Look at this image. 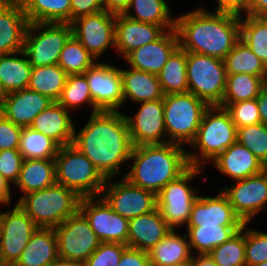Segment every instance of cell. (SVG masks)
Returning a JSON list of instances; mask_svg holds the SVG:
<instances>
[{
  "label": "cell",
  "instance_id": "1",
  "mask_svg": "<svg viewBox=\"0 0 267 266\" xmlns=\"http://www.w3.org/2000/svg\"><path fill=\"white\" fill-rule=\"evenodd\" d=\"M89 117L79 132L75 128L72 145L106 179L114 178L121 174V164L129 162L133 149L127 119L119 111L105 110L92 113Z\"/></svg>",
  "mask_w": 267,
  "mask_h": 266
},
{
  "label": "cell",
  "instance_id": "2",
  "mask_svg": "<svg viewBox=\"0 0 267 266\" xmlns=\"http://www.w3.org/2000/svg\"><path fill=\"white\" fill-rule=\"evenodd\" d=\"M179 47L224 60L240 39V16L196 8L176 17Z\"/></svg>",
  "mask_w": 267,
  "mask_h": 266
},
{
  "label": "cell",
  "instance_id": "3",
  "mask_svg": "<svg viewBox=\"0 0 267 266\" xmlns=\"http://www.w3.org/2000/svg\"><path fill=\"white\" fill-rule=\"evenodd\" d=\"M176 143L133 146L130 170L123 176L132 185L156 195L191 166L187 149ZM133 164V165H132Z\"/></svg>",
  "mask_w": 267,
  "mask_h": 266
},
{
  "label": "cell",
  "instance_id": "4",
  "mask_svg": "<svg viewBox=\"0 0 267 266\" xmlns=\"http://www.w3.org/2000/svg\"><path fill=\"white\" fill-rule=\"evenodd\" d=\"M236 134L237 129L229 112L219 105L209 106L203 114L194 140L189 145L195 153L187 150L190 166L205 169L206 163L213 161L236 142Z\"/></svg>",
  "mask_w": 267,
  "mask_h": 266
},
{
  "label": "cell",
  "instance_id": "5",
  "mask_svg": "<svg viewBox=\"0 0 267 266\" xmlns=\"http://www.w3.org/2000/svg\"><path fill=\"white\" fill-rule=\"evenodd\" d=\"M81 199L75 191L55 183L21 196L16 204L38 227L55 228L80 210Z\"/></svg>",
  "mask_w": 267,
  "mask_h": 266
},
{
  "label": "cell",
  "instance_id": "6",
  "mask_svg": "<svg viewBox=\"0 0 267 266\" xmlns=\"http://www.w3.org/2000/svg\"><path fill=\"white\" fill-rule=\"evenodd\" d=\"M54 160L56 183L75 191L81 198L101 195L107 179L74 145L59 147Z\"/></svg>",
  "mask_w": 267,
  "mask_h": 266
},
{
  "label": "cell",
  "instance_id": "7",
  "mask_svg": "<svg viewBox=\"0 0 267 266\" xmlns=\"http://www.w3.org/2000/svg\"><path fill=\"white\" fill-rule=\"evenodd\" d=\"M164 124L167 143L190 145L209 105L190 92L164 95Z\"/></svg>",
  "mask_w": 267,
  "mask_h": 266
},
{
  "label": "cell",
  "instance_id": "8",
  "mask_svg": "<svg viewBox=\"0 0 267 266\" xmlns=\"http://www.w3.org/2000/svg\"><path fill=\"white\" fill-rule=\"evenodd\" d=\"M186 76L188 92L209 106L221 104L227 81L224 60L187 52Z\"/></svg>",
  "mask_w": 267,
  "mask_h": 266
},
{
  "label": "cell",
  "instance_id": "9",
  "mask_svg": "<svg viewBox=\"0 0 267 266\" xmlns=\"http://www.w3.org/2000/svg\"><path fill=\"white\" fill-rule=\"evenodd\" d=\"M71 36L70 23H28L23 51L32 67L58 64L60 53Z\"/></svg>",
  "mask_w": 267,
  "mask_h": 266
},
{
  "label": "cell",
  "instance_id": "10",
  "mask_svg": "<svg viewBox=\"0 0 267 266\" xmlns=\"http://www.w3.org/2000/svg\"><path fill=\"white\" fill-rule=\"evenodd\" d=\"M203 171L204 168L191 166L178 179L169 182L157 194V208L172 229L181 225L187 226L193 203L199 197L198 190L192 189L189 182Z\"/></svg>",
  "mask_w": 267,
  "mask_h": 266
},
{
  "label": "cell",
  "instance_id": "11",
  "mask_svg": "<svg viewBox=\"0 0 267 266\" xmlns=\"http://www.w3.org/2000/svg\"><path fill=\"white\" fill-rule=\"evenodd\" d=\"M53 229L59 258L83 264L101 243L80 210Z\"/></svg>",
  "mask_w": 267,
  "mask_h": 266
},
{
  "label": "cell",
  "instance_id": "12",
  "mask_svg": "<svg viewBox=\"0 0 267 266\" xmlns=\"http://www.w3.org/2000/svg\"><path fill=\"white\" fill-rule=\"evenodd\" d=\"M117 180L108 178L100 195L114 212L130 220L157 208L155 193L132 185L124 177Z\"/></svg>",
  "mask_w": 267,
  "mask_h": 266
},
{
  "label": "cell",
  "instance_id": "13",
  "mask_svg": "<svg viewBox=\"0 0 267 266\" xmlns=\"http://www.w3.org/2000/svg\"><path fill=\"white\" fill-rule=\"evenodd\" d=\"M116 14L105 10L73 20L72 35L97 60L109 47L115 48Z\"/></svg>",
  "mask_w": 267,
  "mask_h": 266
},
{
  "label": "cell",
  "instance_id": "14",
  "mask_svg": "<svg viewBox=\"0 0 267 266\" xmlns=\"http://www.w3.org/2000/svg\"><path fill=\"white\" fill-rule=\"evenodd\" d=\"M39 227L27 213L14 204V207L3 211L0 233V258L5 266L14 265L20 258L32 234Z\"/></svg>",
  "mask_w": 267,
  "mask_h": 266
},
{
  "label": "cell",
  "instance_id": "15",
  "mask_svg": "<svg viewBox=\"0 0 267 266\" xmlns=\"http://www.w3.org/2000/svg\"><path fill=\"white\" fill-rule=\"evenodd\" d=\"M235 183L230 187L224 186L221 191L241 220L251 223L267 205V168Z\"/></svg>",
  "mask_w": 267,
  "mask_h": 266
},
{
  "label": "cell",
  "instance_id": "16",
  "mask_svg": "<svg viewBox=\"0 0 267 266\" xmlns=\"http://www.w3.org/2000/svg\"><path fill=\"white\" fill-rule=\"evenodd\" d=\"M80 211L101 242L127 245L129 220L114 212L101 196L82 198Z\"/></svg>",
  "mask_w": 267,
  "mask_h": 266
},
{
  "label": "cell",
  "instance_id": "17",
  "mask_svg": "<svg viewBox=\"0 0 267 266\" xmlns=\"http://www.w3.org/2000/svg\"><path fill=\"white\" fill-rule=\"evenodd\" d=\"M94 104L102 111H118L123 105L120 68L96 62L85 73Z\"/></svg>",
  "mask_w": 267,
  "mask_h": 266
},
{
  "label": "cell",
  "instance_id": "18",
  "mask_svg": "<svg viewBox=\"0 0 267 266\" xmlns=\"http://www.w3.org/2000/svg\"><path fill=\"white\" fill-rule=\"evenodd\" d=\"M125 117L133 146L167 143L163 98L141 102L134 116Z\"/></svg>",
  "mask_w": 267,
  "mask_h": 266
},
{
  "label": "cell",
  "instance_id": "19",
  "mask_svg": "<svg viewBox=\"0 0 267 266\" xmlns=\"http://www.w3.org/2000/svg\"><path fill=\"white\" fill-rule=\"evenodd\" d=\"M216 196H199L193 203L186 227L243 226L226 195L219 189Z\"/></svg>",
  "mask_w": 267,
  "mask_h": 266
},
{
  "label": "cell",
  "instance_id": "20",
  "mask_svg": "<svg viewBox=\"0 0 267 266\" xmlns=\"http://www.w3.org/2000/svg\"><path fill=\"white\" fill-rule=\"evenodd\" d=\"M166 31L162 25L143 23L124 14H116L115 51L125 58L131 51L154 42Z\"/></svg>",
  "mask_w": 267,
  "mask_h": 266
},
{
  "label": "cell",
  "instance_id": "21",
  "mask_svg": "<svg viewBox=\"0 0 267 266\" xmlns=\"http://www.w3.org/2000/svg\"><path fill=\"white\" fill-rule=\"evenodd\" d=\"M178 47L179 40L176 30H167L154 42L131 51L124 60L133 69L157 75Z\"/></svg>",
  "mask_w": 267,
  "mask_h": 266
},
{
  "label": "cell",
  "instance_id": "22",
  "mask_svg": "<svg viewBox=\"0 0 267 266\" xmlns=\"http://www.w3.org/2000/svg\"><path fill=\"white\" fill-rule=\"evenodd\" d=\"M53 100L28 88L6 94L0 104V113L17 126L30 127L34 118Z\"/></svg>",
  "mask_w": 267,
  "mask_h": 266
},
{
  "label": "cell",
  "instance_id": "23",
  "mask_svg": "<svg viewBox=\"0 0 267 266\" xmlns=\"http://www.w3.org/2000/svg\"><path fill=\"white\" fill-rule=\"evenodd\" d=\"M173 230L158 208L129 220L127 246L149 252Z\"/></svg>",
  "mask_w": 267,
  "mask_h": 266
},
{
  "label": "cell",
  "instance_id": "24",
  "mask_svg": "<svg viewBox=\"0 0 267 266\" xmlns=\"http://www.w3.org/2000/svg\"><path fill=\"white\" fill-rule=\"evenodd\" d=\"M27 26L23 7L10 0H0V56L23 50Z\"/></svg>",
  "mask_w": 267,
  "mask_h": 266
},
{
  "label": "cell",
  "instance_id": "25",
  "mask_svg": "<svg viewBox=\"0 0 267 266\" xmlns=\"http://www.w3.org/2000/svg\"><path fill=\"white\" fill-rule=\"evenodd\" d=\"M212 163L219 173L228 176L233 181L243 180L266 169L248 148L237 141L211 161Z\"/></svg>",
  "mask_w": 267,
  "mask_h": 266
},
{
  "label": "cell",
  "instance_id": "26",
  "mask_svg": "<svg viewBox=\"0 0 267 266\" xmlns=\"http://www.w3.org/2000/svg\"><path fill=\"white\" fill-rule=\"evenodd\" d=\"M33 130L45 134L60 147L72 144L75 125L69 110L53 101L39 113L30 126Z\"/></svg>",
  "mask_w": 267,
  "mask_h": 266
},
{
  "label": "cell",
  "instance_id": "27",
  "mask_svg": "<svg viewBox=\"0 0 267 266\" xmlns=\"http://www.w3.org/2000/svg\"><path fill=\"white\" fill-rule=\"evenodd\" d=\"M129 68H120L124 104L129 99L138 105L141 102L164 98L165 94L156 74Z\"/></svg>",
  "mask_w": 267,
  "mask_h": 266
},
{
  "label": "cell",
  "instance_id": "28",
  "mask_svg": "<svg viewBox=\"0 0 267 266\" xmlns=\"http://www.w3.org/2000/svg\"><path fill=\"white\" fill-rule=\"evenodd\" d=\"M58 258L53 228H38L13 266H50Z\"/></svg>",
  "mask_w": 267,
  "mask_h": 266
},
{
  "label": "cell",
  "instance_id": "29",
  "mask_svg": "<svg viewBox=\"0 0 267 266\" xmlns=\"http://www.w3.org/2000/svg\"><path fill=\"white\" fill-rule=\"evenodd\" d=\"M56 183L54 159H24L21 165L19 177L14 185L22 196L48 188Z\"/></svg>",
  "mask_w": 267,
  "mask_h": 266
},
{
  "label": "cell",
  "instance_id": "30",
  "mask_svg": "<svg viewBox=\"0 0 267 266\" xmlns=\"http://www.w3.org/2000/svg\"><path fill=\"white\" fill-rule=\"evenodd\" d=\"M31 70L32 65L23 50L1 55L0 85L3 94L6 95L28 88Z\"/></svg>",
  "mask_w": 267,
  "mask_h": 266
},
{
  "label": "cell",
  "instance_id": "31",
  "mask_svg": "<svg viewBox=\"0 0 267 266\" xmlns=\"http://www.w3.org/2000/svg\"><path fill=\"white\" fill-rule=\"evenodd\" d=\"M175 229L163 238L149 252L151 266H172L192 258L187 234L181 236Z\"/></svg>",
  "mask_w": 267,
  "mask_h": 266
},
{
  "label": "cell",
  "instance_id": "32",
  "mask_svg": "<svg viewBox=\"0 0 267 266\" xmlns=\"http://www.w3.org/2000/svg\"><path fill=\"white\" fill-rule=\"evenodd\" d=\"M123 14L135 21L162 25L166 30L175 29L176 16L171 15L166 0H130L129 7Z\"/></svg>",
  "mask_w": 267,
  "mask_h": 266
},
{
  "label": "cell",
  "instance_id": "33",
  "mask_svg": "<svg viewBox=\"0 0 267 266\" xmlns=\"http://www.w3.org/2000/svg\"><path fill=\"white\" fill-rule=\"evenodd\" d=\"M243 226L187 227V237L194 255L208 254L235 235ZM194 249V250H193Z\"/></svg>",
  "mask_w": 267,
  "mask_h": 266
},
{
  "label": "cell",
  "instance_id": "34",
  "mask_svg": "<svg viewBox=\"0 0 267 266\" xmlns=\"http://www.w3.org/2000/svg\"><path fill=\"white\" fill-rule=\"evenodd\" d=\"M23 8L28 23H71V0H30Z\"/></svg>",
  "mask_w": 267,
  "mask_h": 266
},
{
  "label": "cell",
  "instance_id": "35",
  "mask_svg": "<svg viewBox=\"0 0 267 266\" xmlns=\"http://www.w3.org/2000/svg\"><path fill=\"white\" fill-rule=\"evenodd\" d=\"M186 64L187 52L178 47L157 74L165 95L188 92Z\"/></svg>",
  "mask_w": 267,
  "mask_h": 266
},
{
  "label": "cell",
  "instance_id": "36",
  "mask_svg": "<svg viewBox=\"0 0 267 266\" xmlns=\"http://www.w3.org/2000/svg\"><path fill=\"white\" fill-rule=\"evenodd\" d=\"M68 74L58 65L32 67L28 89L57 101L61 95Z\"/></svg>",
  "mask_w": 267,
  "mask_h": 266
},
{
  "label": "cell",
  "instance_id": "37",
  "mask_svg": "<svg viewBox=\"0 0 267 266\" xmlns=\"http://www.w3.org/2000/svg\"><path fill=\"white\" fill-rule=\"evenodd\" d=\"M224 63L227 74H251L261 77L267 83V67L241 39L226 55Z\"/></svg>",
  "mask_w": 267,
  "mask_h": 266
},
{
  "label": "cell",
  "instance_id": "38",
  "mask_svg": "<svg viewBox=\"0 0 267 266\" xmlns=\"http://www.w3.org/2000/svg\"><path fill=\"white\" fill-rule=\"evenodd\" d=\"M267 83L258 76L246 73L227 74L226 89L219 106L255 99Z\"/></svg>",
  "mask_w": 267,
  "mask_h": 266
},
{
  "label": "cell",
  "instance_id": "39",
  "mask_svg": "<svg viewBox=\"0 0 267 266\" xmlns=\"http://www.w3.org/2000/svg\"><path fill=\"white\" fill-rule=\"evenodd\" d=\"M240 39L267 67V18L240 16Z\"/></svg>",
  "mask_w": 267,
  "mask_h": 266
},
{
  "label": "cell",
  "instance_id": "40",
  "mask_svg": "<svg viewBox=\"0 0 267 266\" xmlns=\"http://www.w3.org/2000/svg\"><path fill=\"white\" fill-rule=\"evenodd\" d=\"M59 145L50 137L33 130L22 128L18 150L23 159H55Z\"/></svg>",
  "mask_w": 267,
  "mask_h": 266
},
{
  "label": "cell",
  "instance_id": "41",
  "mask_svg": "<svg viewBox=\"0 0 267 266\" xmlns=\"http://www.w3.org/2000/svg\"><path fill=\"white\" fill-rule=\"evenodd\" d=\"M57 102L69 111L76 110L86 103L92 108L90 114L101 111L93 102L84 73L68 75L65 87Z\"/></svg>",
  "mask_w": 267,
  "mask_h": 266
},
{
  "label": "cell",
  "instance_id": "42",
  "mask_svg": "<svg viewBox=\"0 0 267 266\" xmlns=\"http://www.w3.org/2000/svg\"><path fill=\"white\" fill-rule=\"evenodd\" d=\"M96 59L72 35L63 47L58 65L68 74H83L96 63Z\"/></svg>",
  "mask_w": 267,
  "mask_h": 266
},
{
  "label": "cell",
  "instance_id": "43",
  "mask_svg": "<svg viewBox=\"0 0 267 266\" xmlns=\"http://www.w3.org/2000/svg\"><path fill=\"white\" fill-rule=\"evenodd\" d=\"M208 255L218 266H246L245 223L235 235L215 247Z\"/></svg>",
  "mask_w": 267,
  "mask_h": 266
},
{
  "label": "cell",
  "instance_id": "44",
  "mask_svg": "<svg viewBox=\"0 0 267 266\" xmlns=\"http://www.w3.org/2000/svg\"><path fill=\"white\" fill-rule=\"evenodd\" d=\"M236 141L248 148L267 168V125L258 123L237 128Z\"/></svg>",
  "mask_w": 267,
  "mask_h": 266
},
{
  "label": "cell",
  "instance_id": "45",
  "mask_svg": "<svg viewBox=\"0 0 267 266\" xmlns=\"http://www.w3.org/2000/svg\"><path fill=\"white\" fill-rule=\"evenodd\" d=\"M248 224L245 223V261L246 266H253L267 261V233L251 229Z\"/></svg>",
  "mask_w": 267,
  "mask_h": 266
},
{
  "label": "cell",
  "instance_id": "46",
  "mask_svg": "<svg viewBox=\"0 0 267 266\" xmlns=\"http://www.w3.org/2000/svg\"><path fill=\"white\" fill-rule=\"evenodd\" d=\"M225 109L237 128L261 123L257 99L228 104Z\"/></svg>",
  "mask_w": 267,
  "mask_h": 266
},
{
  "label": "cell",
  "instance_id": "47",
  "mask_svg": "<svg viewBox=\"0 0 267 266\" xmlns=\"http://www.w3.org/2000/svg\"><path fill=\"white\" fill-rule=\"evenodd\" d=\"M127 245L101 242L82 266H117Z\"/></svg>",
  "mask_w": 267,
  "mask_h": 266
},
{
  "label": "cell",
  "instance_id": "48",
  "mask_svg": "<svg viewBox=\"0 0 267 266\" xmlns=\"http://www.w3.org/2000/svg\"><path fill=\"white\" fill-rule=\"evenodd\" d=\"M23 160L18 149L0 150V174L12 185L19 177Z\"/></svg>",
  "mask_w": 267,
  "mask_h": 266
},
{
  "label": "cell",
  "instance_id": "49",
  "mask_svg": "<svg viewBox=\"0 0 267 266\" xmlns=\"http://www.w3.org/2000/svg\"><path fill=\"white\" fill-rule=\"evenodd\" d=\"M22 127L7 120L0 113V150L18 149Z\"/></svg>",
  "mask_w": 267,
  "mask_h": 266
},
{
  "label": "cell",
  "instance_id": "50",
  "mask_svg": "<svg viewBox=\"0 0 267 266\" xmlns=\"http://www.w3.org/2000/svg\"><path fill=\"white\" fill-rule=\"evenodd\" d=\"M103 10L102 0H71V22L79 17Z\"/></svg>",
  "mask_w": 267,
  "mask_h": 266
},
{
  "label": "cell",
  "instance_id": "51",
  "mask_svg": "<svg viewBox=\"0 0 267 266\" xmlns=\"http://www.w3.org/2000/svg\"><path fill=\"white\" fill-rule=\"evenodd\" d=\"M117 266H151L149 254L127 246Z\"/></svg>",
  "mask_w": 267,
  "mask_h": 266
},
{
  "label": "cell",
  "instance_id": "52",
  "mask_svg": "<svg viewBox=\"0 0 267 266\" xmlns=\"http://www.w3.org/2000/svg\"><path fill=\"white\" fill-rule=\"evenodd\" d=\"M217 12L232 13L239 16L246 15L252 0H216Z\"/></svg>",
  "mask_w": 267,
  "mask_h": 266
},
{
  "label": "cell",
  "instance_id": "53",
  "mask_svg": "<svg viewBox=\"0 0 267 266\" xmlns=\"http://www.w3.org/2000/svg\"><path fill=\"white\" fill-rule=\"evenodd\" d=\"M103 9L113 14H123L129 7L130 0H102Z\"/></svg>",
  "mask_w": 267,
  "mask_h": 266
},
{
  "label": "cell",
  "instance_id": "54",
  "mask_svg": "<svg viewBox=\"0 0 267 266\" xmlns=\"http://www.w3.org/2000/svg\"><path fill=\"white\" fill-rule=\"evenodd\" d=\"M246 15L267 18V0H252Z\"/></svg>",
  "mask_w": 267,
  "mask_h": 266
},
{
  "label": "cell",
  "instance_id": "55",
  "mask_svg": "<svg viewBox=\"0 0 267 266\" xmlns=\"http://www.w3.org/2000/svg\"><path fill=\"white\" fill-rule=\"evenodd\" d=\"M11 183L0 174V205H10L12 202Z\"/></svg>",
  "mask_w": 267,
  "mask_h": 266
},
{
  "label": "cell",
  "instance_id": "56",
  "mask_svg": "<svg viewBox=\"0 0 267 266\" xmlns=\"http://www.w3.org/2000/svg\"><path fill=\"white\" fill-rule=\"evenodd\" d=\"M256 99L261 123L267 125V85L260 91Z\"/></svg>",
  "mask_w": 267,
  "mask_h": 266
},
{
  "label": "cell",
  "instance_id": "57",
  "mask_svg": "<svg viewBox=\"0 0 267 266\" xmlns=\"http://www.w3.org/2000/svg\"><path fill=\"white\" fill-rule=\"evenodd\" d=\"M193 266H218L215 261L208 255H192Z\"/></svg>",
  "mask_w": 267,
  "mask_h": 266
},
{
  "label": "cell",
  "instance_id": "58",
  "mask_svg": "<svg viewBox=\"0 0 267 266\" xmlns=\"http://www.w3.org/2000/svg\"><path fill=\"white\" fill-rule=\"evenodd\" d=\"M50 266H82V264L76 261L58 257Z\"/></svg>",
  "mask_w": 267,
  "mask_h": 266
},
{
  "label": "cell",
  "instance_id": "59",
  "mask_svg": "<svg viewBox=\"0 0 267 266\" xmlns=\"http://www.w3.org/2000/svg\"><path fill=\"white\" fill-rule=\"evenodd\" d=\"M10 1L20 5L21 7H24L30 0H10Z\"/></svg>",
  "mask_w": 267,
  "mask_h": 266
},
{
  "label": "cell",
  "instance_id": "60",
  "mask_svg": "<svg viewBox=\"0 0 267 266\" xmlns=\"http://www.w3.org/2000/svg\"><path fill=\"white\" fill-rule=\"evenodd\" d=\"M172 266H193V265H192V258H191V260H189V261H185V262H182V263H178V264H176V265H172Z\"/></svg>",
  "mask_w": 267,
  "mask_h": 266
},
{
  "label": "cell",
  "instance_id": "61",
  "mask_svg": "<svg viewBox=\"0 0 267 266\" xmlns=\"http://www.w3.org/2000/svg\"><path fill=\"white\" fill-rule=\"evenodd\" d=\"M4 94H3V90H2V88H1V85H0V104H1V102H2V100H3V98H4Z\"/></svg>",
  "mask_w": 267,
  "mask_h": 266
},
{
  "label": "cell",
  "instance_id": "62",
  "mask_svg": "<svg viewBox=\"0 0 267 266\" xmlns=\"http://www.w3.org/2000/svg\"><path fill=\"white\" fill-rule=\"evenodd\" d=\"M2 218H3V212H0V233L2 229Z\"/></svg>",
  "mask_w": 267,
  "mask_h": 266
},
{
  "label": "cell",
  "instance_id": "63",
  "mask_svg": "<svg viewBox=\"0 0 267 266\" xmlns=\"http://www.w3.org/2000/svg\"><path fill=\"white\" fill-rule=\"evenodd\" d=\"M253 266H267V261L262 262V263L255 264Z\"/></svg>",
  "mask_w": 267,
  "mask_h": 266
},
{
  "label": "cell",
  "instance_id": "64",
  "mask_svg": "<svg viewBox=\"0 0 267 266\" xmlns=\"http://www.w3.org/2000/svg\"><path fill=\"white\" fill-rule=\"evenodd\" d=\"M0 266H5L2 261H1V258H0Z\"/></svg>",
  "mask_w": 267,
  "mask_h": 266
}]
</instances>
